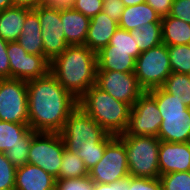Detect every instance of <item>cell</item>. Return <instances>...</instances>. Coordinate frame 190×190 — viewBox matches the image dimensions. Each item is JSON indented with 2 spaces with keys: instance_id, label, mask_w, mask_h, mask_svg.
I'll return each instance as SVG.
<instances>
[{
  "instance_id": "cell-1",
  "label": "cell",
  "mask_w": 190,
  "mask_h": 190,
  "mask_svg": "<svg viewBox=\"0 0 190 190\" xmlns=\"http://www.w3.org/2000/svg\"><path fill=\"white\" fill-rule=\"evenodd\" d=\"M29 126L35 132L60 133L78 100L49 71L27 81Z\"/></svg>"
},
{
  "instance_id": "cell-6",
  "label": "cell",
  "mask_w": 190,
  "mask_h": 190,
  "mask_svg": "<svg viewBox=\"0 0 190 190\" xmlns=\"http://www.w3.org/2000/svg\"><path fill=\"white\" fill-rule=\"evenodd\" d=\"M171 73L168 47L164 43L141 52L135 60L134 74L144 91L162 87Z\"/></svg>"
},
{
  "instance_id": "cell-12",
  "label": "cell",
  "mask_w": 190,
  "mask_h": 190,
  "mask_svg": "<svg viewBox=\"0 0 190 190\" xmlns=\"http://www.w3.org/2000/svg\"><path fill=\"white\" fill-rule=\"evenodd\" d=\"M7 56L12 79L30 81L50 71V61L44 55L28 54L17 41L8 42Z\"/></svg>"
},
{
  "instance_id": "cell-35",
  "label": "cell",
  "mask_w": 190,
  "mask_h": 190,
  "mask_svg": "<svg viewBox=\"0 0 190 190\" xmlns=\"http://www.w3.org/2000/svg\"><path fill=\"white\" fill-rule=\"evenodd\" d=\"M31 145H16L5 152L7 159L17 169L28 163Z\"/></svg>"
},
{
  "instance_id": "cell-31",
  "label": "cell",
  "mask_w": 190,
  "mask_h": 190,
  "mask_svg": "<svg viewBox=\"0 0 190 190\" xmlns=\"http://www.w3.org/2000/svg\"><path fill=\"white\" fill-rule=\"evenodd\" d=\"M115 137L108 134L96 147L81 148L76 154L84 161L86 169H92L103 157L106 145Z\"/></svg>"
},
{
  "instance_id": "cell-39",
  "label": "cell",
  "mask_w": 190,
  "mask_h": 190,
  "mask_svg": "<svg viewBox=\"0 0 190 190\" xmlns=\"http://www.w3.org/2000/svg\"><path fill=\"white\" fill-rule=\"evenodd\" d=\"M102 6L105 14L119 23L125 7L123 2L121 0H105Z\"/></svg>"
},
{
  "instance_id": "cell-23",
  "label": "cell",
  "mask_w": 190,
  "mask_h": 190,
  "mask_svg": "<svg viewBox=\"0 0 190 190\" xmlns=\"http://www.w3.org/2000/svg\"><path fill=\"white\" fill-rule=\"evenodd\" d=\"M32 129L28 124L0 120V152L5 153L16 145H31Z\"/></svg>"
},
{
  "instance_id": "cell-46",
  "label": "cell",
  "mask_w": 190,
  "mask_h": 190,
  "mask_svg": "<svg viewBox=\"0 0 190 190\" xmlns=\"http://www.w3.org/2000/svg\"><path fill=\"white\" fill-rule=\"evenodd\" d=\"M125 7L144 3L146 0H121Z\"/></svg>"
},
{
  "instance_id": "cell-20",
  "label": "cell",
  "mask_w": 190,
  "mask_h": 190,
  "mask_svg": "<svg viewBox=\"0 0 190 190\" xmlns=\"http://www.w3.org/2000/svg\"><path fill=\"white\" fill-rule=\"evenodd\" d=\"M41 34V24L38 14L31 9L26 14V20L17 42L28 54L44 55Z\"/></svg>"
},
{
  "instance_id": "cell-22",
  "label": "cell",
  "mask_w": 190,
  "mask_h": 190,
  "mask_svg": "<svg viewBox=\"0 0 190 190\" xmlns=\"http://www.w3.org/2000/svg\"><path fill=\"white\" fill-rule=\"evenodd\" d=\"M30 8L13 6L0 11V37L7 41H17Z\"/></svg>"
},
{
  "instance_id": "cell-44",
  "label": "cell",
  "mask_w": 190,
  "mask_h": 190,
  "mask_svg": "<svg viewBox=\"0 0 190 190\" xmlns=\"http://www.w3.org/2000/svg\"><path fill=\"white\" fill-rule=\"evenodd\" d=\"M12 2L13 6L35 9L39 5L44 4L45 0H12Z\"/></svg>"
},
{
  "instance_id": "cell-37",
  "label": "cell",
  "mask_w": 190,
  "mask_h": 190,
  "mask_svg": "<svg viewBox=\"0 0 190 190\" xmlns=\"http://www.w3.org/2000/svg\"><path fill=\"white\" fill-rule=\"evenodd\" d=\"M128 190H162V184L159 178L129 176Z\"/></svg>"
},
{
  "instance_id": "cell-32",
  "label": "cell",
  "mask_w": 190,
  "mask_h": 190,
  "mask_svg": "<svg viewBox=\"0 0 190 190\" xmlns=\"http://www.w3.org/2000/svg\"><path fill=\"white\" fill-rule=\"evenodd\" d=\"M162 190H190V171L160 175Z\"/></svg>"
},
{
  "instance_id": "cell-25",
  "label": "cell",
  "mask_w": 190,
  "mask_h": 190,
  "mask_svg": "<svg viewBox=\"0 0 190 190\" xmlns=\"http://www.w3.org/2000/svg\"><path fill=\"white\" fill-rule=\"evenodd\" d=\"M130 32L136 36V44L141 52L163 43L161 22L146 23Z\"/></svg>"
},
{
  "instance_id": "cell-28",
  "label": "cell",
  "mask_w": 190,
  "mask_h": 190,
  "mask_svg": "<svg viewBox=\"0 0 190 190\" xmlns=\"http://www.w3.org/2000/svg\"><path fill=\"white\" fill-rule=\"evenodd\" d=\"M167 47L172 72L190 75V44Z\"/></svg>"
},
{
  "instance_id": "cell-11",
  "label": "cell",
  "mask_w": 190,
  "mask_h": 190,
  "mask_svg": "<svg viewBox=\"0 0 190 190\" xmlns=\"http://www.w3.org/2000/svg\"><path fill=\"white\" fill-rule=\"evenodd\" d=\"M33 10L38 14L41 24L44 56L51 62L68 47L61 22V10L45 4L39 5Z\"/></svg>"
},
{
  "instance_id": "cell-13",
  "label": "cell",
  "mask_w": 190,
  "mask_h": 190,
  "mask_svg": "<svg viewBox=\"0 0 190 190\" xmlns=\"http://www.w3.org/2000/svg\"><path fill=\"white\" fill-rule=\"evenodd\" d=\"M95 85L114 99L131 107L145 92L138 84L134 73L116 71H97Z\"/></svg>"
},
{
  "instance_id": "cell-24",
  "label": "cell",
  "mask_w": 190,
  "mask_h": 190,
  "mask_svg": "<svg viewBox=\"0 0 190 190\" xmlns=\"http://www.w3.org/2000/svg\"><path fill=\"white\" fill-rule=\"evenodd\" d=\"M162 41L167 46L190 44V24L170 15L162 17Z\"/></svg>"
},
{
  "instance_id": "cell-43",
  "label": "cell",
  "mask_w": 190,
  "mask_h": 190,
  "mask_svg": "<svg viewBox=\"0 0 190 190\" xmlns=\"http://www.w3.org/2000/svg\"><path fill=\"white\" fill-rule=\"evenodd\" d=\"M44 4L57 10L73 9L74 0H45Z\"/></svg>"
},
{
  "instance_id": "cell-26",
  "label": "cell",
  "mask_w": 190,
  "mask_h": 190,
  "mask_svg": "<svg viewBox=\"0 0 190 190\" xmlns=\"http://www.w3.org/2000/svg\"><path fill=\"white\" fill-rule=\"evenodd\" d=\"M162 88L190 108V75L172 72Z\"/></svg>"
},
{
  "instance_id": "cell-8",
  "label": "cell",
  "mask_w": 190,
  "mask_h": 190,
  "mask_svg": "<svg viewBox=\"0 0 190 190\" xmlns=\"http://www.w3.org/2000/svg\"><path fill=\"white\" fill-rule=\"evenodd\" d=\"M95 183L110 184L124 179L129 174L127 150L124 142L115 136L105 147L102 159L88 171Z\"/></svg>"
},
{
  "instance_id": "cell-33",
  "label": "cell",
  "mask_w": 190,
  "mask_h": 190,
  "mask_svg": "<svg viewBox=\"0 0 190 190\" xmlns=\"http://www.w3.org/2000/svg\"><path fill=\"white\" fill-rule=\"evenodd\" d=\"M16 168L7 159L5 153L0 152V190H14Z\"/></svg>"
},
{
  "instance_id": "cell-7",
  "label": "cell",
  "mask_w": 190,
  "mask_h": 190,
  "mask_svg": "<svg viewBox=\"0 0 190 190\" xmlns=\"http://www.w3.org/2000/svg\"><path fill=\"white\" fill-rule=\"evenodd\" d=\"M64 150L65 144L60 133L35 132L32 130L28 163L42 168L57 179Z\"/></svg>"
},
{
  "instance_id": "cell-36",
  "label": "cell",
  "mask_w": 190,
  "mask_h": 190,
  "mask_svg": "<svg viewBox=\"0 0 190 190\" xmlns=\"http://www.w3.org/2000/svg\"><path fill=\"white\" fill-rule=\"evenodd\" d=\"M103 0H74L73 9L88 18H93L103 11Z\"/></svg>"
},
{
  "instance_id": "cell-5",
  "label": "cell",
  "mask_w": 190,
  "mask_h": 190,
  "mask_svg": "<svg viewBox=\"0 0 190 190\" xmlns=\"http://www.w3.org/2000/svg\"><path fill=\"white\" fill-rule=\"evenodd\" d=\"M60 135L65 149L77 152L81 148L96 147L108 133L77 106L70 113Z\"/></svg>"
},
{
  "instance_id": "cell-21",
  "label": "cell",
  "mask_w": 190,
  "mask_h": 190,
  "mask_svg": "<svg viewBox=\"0 0 190 190\" xmlns=\"http://www.w3.org/2000/svg\"><path fill=\"white\" fill-rule=\"evenodd\" d=\"M161 16L146 2L124 7L118 27L131 31L140 25L161 22Z\"/></svg>"
},
{
  "instance_id": "cell-40",
  "label": "cell",
  "mask_w": 190,
  "mask_h": 190,
  "mask_svg": "<svg viewBox=\"0 0 190 190\" xmlns=\"http://www.w3.org/2000/svg\"><path fill=\"white\" fill-rule=\"evenodd\" d=\"M8 42L0 37V79L10 78V64L7 56Z\"/></svg>"
},
{
  "instance_id": "cell-45",
  "label": "cell",
  "mask_w": 190,
  "mask_h": 190,
  "mask_svg": "<svg viewBox=\"0 0 190 190\" xmlns=\"http://www.w3.org/2000/svg\"><path fill=\"white\" fill-rule=\"evenodd\" d=\"M13 7L12 0H0V11Z\"/></svg>"
},
{
  "instance_id": "cell-14",
  "label": "cell",
  "mask_w": 190,
  "mask_h": 190,
  "mask_svg": "<svg viewBox=\"0 0 190 190\" xmlns=\"http://www.w3.org/2000/svg\"><path fill=\"white\" fill-rule=\"evenodd\" d=\"M158 162L160 175L190 171V142L160 141Z\"/></svg>"
},
{
  "instance_id": "cell-9",
  "label": "cell",
  "mask_w": 190,
  "mask_h": 190,
  "mask_svg": "<svg viewBox=\"0 0 190 190\" xmlns=\"http://www.w3.org/2000/svg\"><path fill=\"white\" fill-rule=\"evenodd\" d=\"M0 120L29 125L27 81L0 79Z\"/></svg>"
},
{
  "instance_id": "cell-16",
  "label": "cell",
  "mask_w": 190,
  "mask_h": 190,
  "mask_svg": "<svg viewBox=\"0 0 190 190\" xmlns=\"http://www.w3.org/2000/svg\"><path fill=\"white\" fill-rule=\"evenodd\" d=\"M55 185L56 178L34 164L16 169L14 190H55Z\"/></svg>"
},
{
  "instance_id": "cell-4",
  "label": "cell",
  "mask_w": 190,
  "mask_h": 190,
  "mask_svg": "<svg viewBox=\"0 0 190 190\" xmlns=\"http://www.w3.org/2000/svg\"><path fill=\"white\" fill-rule=\"evenodd\" d=\"M127 150L129 174L133 177L159 178L160 140L152 136H118Z\"/></svg>"
},
{
  "instance_id": "cell-38",
  "label": "cell",
  "mask_w": 190,
  "mask_h": 190,
  "mask_svg": "<svg viewBox=\"0 0 190 190\" xmlns=\"http://www.w3.org/2000/svg\"><path fill=\"white\" fill-rule=\"evenodd\" d=\"M169 15L190 24V0H174Z\"/></svg>"
},
{
  "instance_id": "cell-10",
  "label": "cell",
  "mask_w": 190,
  "mask_h": 190,
  "mask_svg": "<svg viewBox=\"0 0 190 190\" xmlns=\"http://www.w3.org/2000/svg\"><path fill=\"white\" fill-rule=\"evenodd\" d=\"M161 123L156 100L145 91L131 107L126 132L118 136L157 137Z\"/></svg>"
},
{
  "instance_id": "cell-27",
  "label": "cell",
  "mask_w": 190,
  "mask_h": 190,
  "mask_svg": "<svg viewBox=\"0 0 190 190\" xmlns=\"http://www.w3.org/2000/svg\"><path fill=\"white\" fill-rule=\"evenodd\" d=\"M88 175L84 161L76 154L67 149L63 151V158L57 179L80 178Z\"/></svg>"
},
{
  "instance_id": "cell-34",
  "label": "cell",
  "mask_w": 190,
  "mask_h": 190,
  "mask_svg": "<svg viewBox=\"0 0 190 190\" xmlns=\"http://www.w3.org/2000/svg\"><path fill=\"white\" fill-rule=\"evenodd\" d=\"M95 182L87 175L80 178L56 179L55 190H94Z\"/></svg>"
},
{
  "instance_id": "cell-42",
  "label": "cell",
  "mask_w": 190,
  "mask_h": 190,
  "mask_svg": "<svg viewBox=\"0 0 190 190\" xmlns=\"http://www.w3.org/2000/svg\"><path fill=\"white\" fill-rule=\"evenodd\" d=\"M128 189H129V176L110 184L95 183L94 187V190H128Z\"/></svg>"
},
{
  "instance_id": "cell-18",
  "label": "cell",
  "mask_w": 190,
  "mask_h": 190,
  "mask_svg": "<svg viewBox=\"0 0 190 190\" xmlns=\"http://www.w3.org/2000/svg\"><path fill=\"white\" fill-rule=\"evenodd\" d=\"M134 51L112 50L106 46L97 52V71L134 73Z\"/></svg>"
},
{
  "instance_id": "cell-2",
  "label": "cell",
  "mask_w": 190,
  "mask_h": 190,
  "mask_svg": "<svg viewBox=\"0 0 190 190\" xmlns=\"http://www.w3.org/2000/svg\"><path fill=\"white\" fill-rule=\"evenodd\" d=\"M50 72L78 100L96 83L97 53L86 45H68L50 62Z\"/></svg>"
},
{
  "instance_id": "cell-3",
  "label": "cell",
  "mask_w": 190,
  "mask_h": 190,
  "mask_svg": "<svg viewBox=\"0 0 190 190\" xmlns=\"http://www.w3.org/2000/svg\"><path fill=\"white\" fill-rule=\"evenodd\" d=\"M78 106L108 134L118 136L126 132L131 106L114 99L96 85L78 99Z\"/></svg>"
},
{
  "instance_id": "cell-41",
  "label": "cell",
  "mask_w": 190,
  "mask_h": 190,
  "mask_svg": "<svg viewBox=\"0 0 190 190\" xmlns=\"http://www.w3.org/2000/svg\"><path fill=\"white\" fill-rule=\"evenodd\" d=\"M173 1L174 0H146L145 2L149 4L162 18L170 14Z\"/></svg>"
},
{
  "instance_id": "cell-29",
  "label": "cell",
  "mask_w": 190,
  "mask_h": 190,
  "mask_svg": "<svg viewBox=\"0 0 190 190\" xmlns=\"http://www.w3.org/2000/svg\"><path fill=\"white\" fill-rule=\"evenodd\" d=\"M155 100L160 113L184 112L186 107L181 101L166 92L162 87L147 91Z\"/></svg>"
},
{
  "instance_id": "cell-19",
  "label": "cell",
  "mask_w": 190,
  "mask_h": 190,
  "mask_svg": "<svg viewBox=\"0 0 190 190\" xmlns=\"http://www.w3.org/2000/svg\"><path fill=\"white\" fill-rule=\"evenodd\" d=\"M61 22L65 34V42L68 45H84L90 18L74 9L61 10Z\"/></svg>"
},
{
  "instance_id": "cell-30",
  "label": "cell",
  "mask_w": 190,
  "mask_h": 190,
  "mask_svg": "<svg viewBox=\"0 0 190 190\" xmlns=\"http://www.w3.org/2000/svg\"><path fill=\"white\" fill-rule=\"evenodd\" d=\"M136 43V36H132L130 31L118 27L107 46H112V50L134 51L136 60L141 54Z\"/></svg>"
},
{
  "instance_id": "cell-15",
  "label": "cell",
  "mask_w": 190,
  "mask_h": 190,
  "mask_svg": "<svg viewBox=\"0 0 190 190\" xmlns=\"http://www.w3.org/2000/svg\"><path fill=\"white\" fill-rule=\"evenodd\" d=\"M162 123L157 138L172 143L190 142V108L184 112L160 113Z\"/></svg>"
},
{
  "instance_id": "cell-17",
  "label": "cell",
  "mask_w": 190,
  "mask_h": 190,
  "mask_svg": "<svg viewBox=\"0 0 190 190\" xmlns=\"http://www.w3.org/2000/svg\"><path fill=\"white\" fill-rule=\"evenodd\" d=\"M118 28V23L112 20L104 11L90 19L85 44L95 53L106 47Z\"/></svg>"
}]
</instances>
